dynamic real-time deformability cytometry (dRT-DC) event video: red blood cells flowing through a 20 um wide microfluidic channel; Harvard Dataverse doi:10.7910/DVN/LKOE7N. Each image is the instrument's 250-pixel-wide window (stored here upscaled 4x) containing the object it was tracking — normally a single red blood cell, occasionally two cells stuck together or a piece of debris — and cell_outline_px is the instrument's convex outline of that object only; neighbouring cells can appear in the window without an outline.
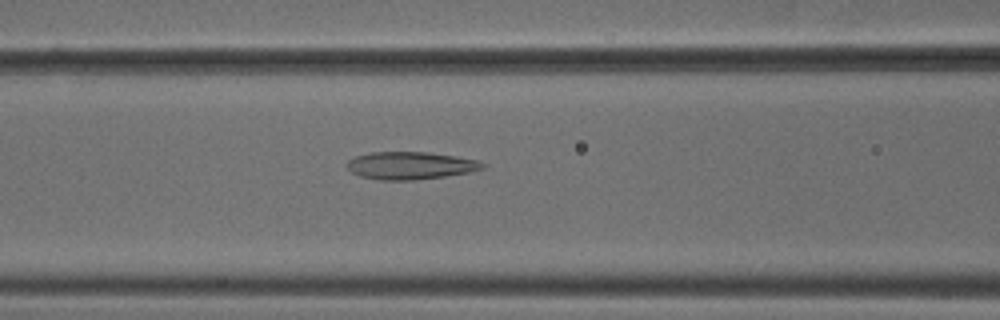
{"species": "common noctule bat (a hibernating species)", "species_latin": "Nyctalus noctula", "temperature_condition": "cold", "stored_images_in_passage": 37, "camera_frame_rate_fps": 3000, "um_per_image_px": 0.085, "animal": {"sex": "male", "body_mass_g": 18.8}, "frame": {"image": 1, "passage_image": 6, "time_ms": 1.667, "image_size_px": [1000, 320], "cell_outline_px": [[484, 168], [472, 172], [444, 176], [412, 180], [380, 180], [360, 176], [352, 172], [344, 164], [348, 160], [356, 156], [372, 152], [428, 152], [456, 156], [476, 160], [484, 164]], "centroid_in_image_um": [34.86, 14.07], "position_along_channel_um": 131.7, "area_um2": 21.73}}
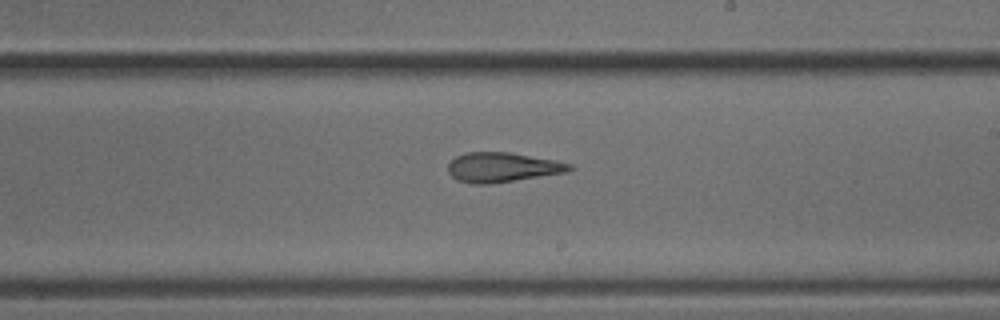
{"frame": {"image": 2, "passage_image": 15, "time_ms": 4.667, "image_size_px": [1000, 320], "cell_outline_px": [[572, 168], [568, 172], [492, 184], [472, 184], [456, 180], [448, 172], [448, 164], [456, 156], [464, 152], [512, 152], [556, 160], [572, 164]], "centroid_in_image_um": [42.7, 14.22], "position_along_channel_um": 246.3, "area_um2": 21.27}}
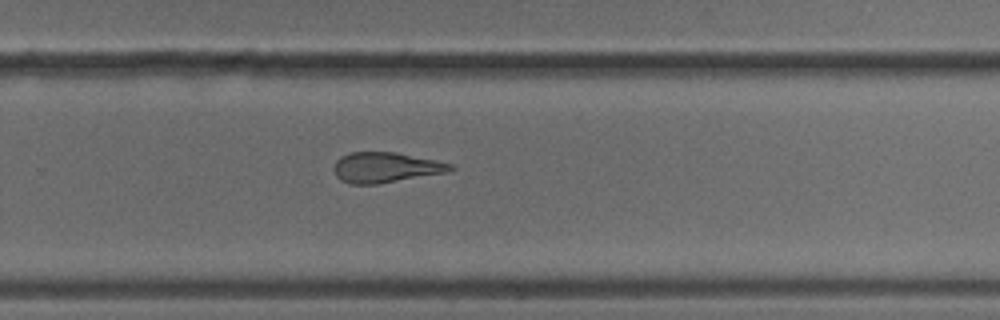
{"frame": {"image": 3, "passage_image": 19, "time_ms": 6.0, "image_size_px": [1000, 320], "cell_outline_px": [[456, 168], [448, 172], [376, 184], [348, 184], [340, 180], [336, 176], [332, 168], [336, 160], [340, 156], [348, 152], [396, 152], [436, 160], [452, 164]], "centroid_in_image_um": [32.74, 14.23], "position_along_channel_um": 297.1, "area_um2": 20.75}, "authors_computed_cell_mechanics": {"area_um2": 21.6172, "velocity_mm_per_s": 3.816, "shape_relaxation_time_tau1_ms": 10.4543, "shape_relaxation_time_tau2_ms": 2.8347, "deformation_change_tau1": 0.2391, "deformation_change_tau2": 0.1379}}